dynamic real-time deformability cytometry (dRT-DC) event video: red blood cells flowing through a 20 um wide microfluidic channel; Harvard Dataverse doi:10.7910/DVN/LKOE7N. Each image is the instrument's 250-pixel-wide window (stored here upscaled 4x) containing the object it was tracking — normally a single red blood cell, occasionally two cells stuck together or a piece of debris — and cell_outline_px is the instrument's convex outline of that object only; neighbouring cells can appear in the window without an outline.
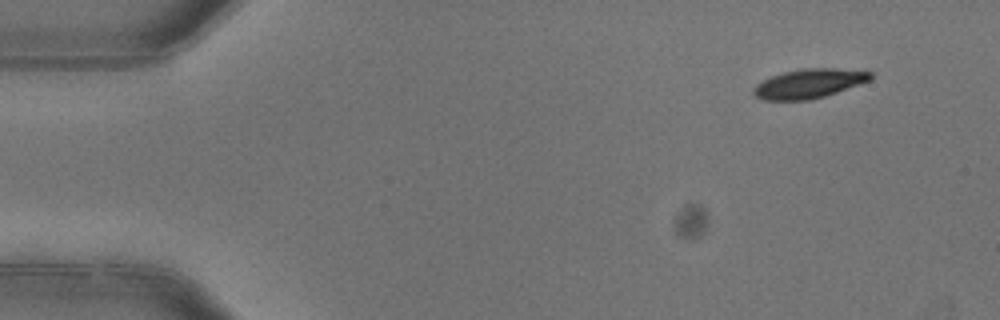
{"species": "common noctule bat (a hibernating species)", "species_latin": "Nyctalus noctula", "temperature_condition": "warm", "stored_images_in_passage": 4, "camera_frame_rate_fps": 3000, "um_per_image_px": 0.085, "animal": {"sex": "female"}, "frame": {"image": 1, "passage_image": 1, "time_ms": 0.0, "image_size_px": [1000, 320], "cell_outline_px": [[872, 80], [824, 96], [808, 100], [764, 100], [756, 96], [752, 92], [752, 88], [756, 84], [772, 76], [784, 72], [804, 68], [836, 68], [872, 72]], "centroid_in_image_um": [68.76, 7.1], "position_along_channel_um": 16.2, "area_um2": 19.83}}